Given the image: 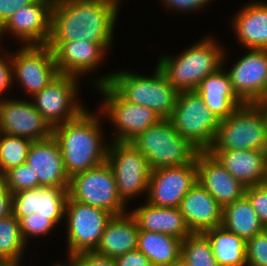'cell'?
<instances>
[{"mask_svg":"<svg viewBox=\"0 0 267 266\" xmlns=\"http://www.w3.org/2000/svg\"><path fill=\"white\" fill-rule=\"evenodd\" d=\"M170 266H189V265L187 263H185L183 260L180 259L178 262L173 263Z\"/></svg>","mask_w":267,"mask_h":266,"instance_id":"45","label":"cell"},{"mask_svg":"<svg viewBox=\"0 0 267 266\" xmlns=\"http://www.w3.org/2000/svg\"><path fill=\"white\" fill-rule=\"evenodd\" d=\"M264 184L267 186V169H266V175H265Z\"/></svg>","mask_w":267,"mask_h":266,"instance_id":"47","label":"cell"},{"mask_svg":"<svg viewBox=\"0 0 267 266\" xmlns=\"http://www.w3.org/2000/svg\"><path fill=\"white\" fill-rule=\"evenodd\" d=\"M195 91L220 121L244 104L235 94L227 70L223 67L206 76Z\"/></svg>","mask_w":267,"mask_h":266,"instance_id":"25","label":"cell"},{"mask_svg":"<svg viewBox=\"0 0 267 266\" xmlns=\"http://www.w3.org/2000/svg\"><path fill=\"white\" fill-rule=\"evenodd\" d=\"M197 181L224 208L245 194L246 186L235 179L208 151H199L196 156Z\"/></svg>","mask_w":267,"mask_h":266,"instance_id":"20","label":"cell"},{"mask_svg":"<svg viewBox=\"0 0 267 266\" xmlns=\"http://www.w3.org/2000/svg\"><path fill=\"white\" fill-rule=\"evenodd\" d=\"M1 50L2 49L0 47V101H3L4 99H8L5 98L3 94L5 95L7 91H10L9 89L13 87V85L16 83L13 82V77H12L11 52L9 54L8 49L7 50L4 49V51L6 52H3Z\"/></svg>","mask_w":267,"mask_h":266,"instance_id":"39","label":"cell"},{"mask_svg":"<svg viewBox=\"0 0 267 266\" xmlns=\"http://www.w3.org/2000/svg\"><path fill=\"white\" fill-rule=\"evenodd\" d=\"M79 78L59 74L40 92L31 97L37 110L52 127L76 119L85 106L77 99Z\"/></svg>","mask_w":267,"mask_h":266,"instance_id":"13","label":"cell"},{"mask_svg":"<svg viewBox=\"0 0 267 266\" xmlns=\"http://www.w3.org/2000/svg\"><path fill=\"white\" fill-rule=\"evenodd\" d=\"M27 245L19 220L13 214L0 219V263L3 266L22 265Z\"/></svg>","mask_w":267,"mask_h":266,"instance_id":"31","label":"cell"},{"mask_svg":"<svg viewBox=\"0 0 267 266\" xmlns=\"http://www.w3.org/2000/svg\"><path fill=\"white\" fill-rule=\"evenodd\" d=\"M12 214V192L5 186L0 174V219Z\"/></svg>","mask_w":267,"mask_h":266,"instance_id":"43","label":"cell"},{"mask_svg":"<svg viewBox=\"0 0 267 266\" xmlns=\"http://www.w3.org/2000/svg\"><path fill=\"white\" fill-rule=\"evenodd\" d=\"M267 151L266 122L255 103H244L221 120L214 141L207 151Z\"/></svg>","mask_w":267,"mask_h":266,"instance_id":"6","label":"cell"},{"mask_svg":"<svg viewBox=\"0 0 267 266\" xmlns=\"http://www.w3.org/2000/svg\"><path fill=\"white\" fill-rule=\"evenodd\" d=\"M106 161L125 205L134 197L148 192L151 168L146 157L131 142L111 141Z\"/></svg>","mask_w":267,"mask_h":266,"instance_id":"9","label":"cell"},{"mask_svg":"<svg viewBox=\"0 0 267 266\" xmlns=\"http://www.w3.org/2000/svg\"><path fill=\"white\" fill-rule=\"evenodd\" d=\"M245 195L251 202L260 222L264 227L267 226V186L264 183L247 186Z\"/></svg>","mask_w":267,"mask_h":266,"instance_id":"37","label":"cell"},{"mask_svg":"<svg viewBox=\"0 0 267 266\" xmlns=\"http://www.w3.org/2000/svg\"><path fill=\"white\" fill-rule=\"evenodd\" d=\"M170 122L178 133L199 151H207L215 138L220 120L196 91H181Z\"/></svg>","mask_w":267,"mask_h":266,"instance_id":"7","label":"cell"},{"mask_svg":"<svg viewBox=\"0 0 267 266\" xmlns=\"http://www.w3.org/2000/svg\"><path fill=\"white\" fill-rule=\"evenodd\" d=\"M11 54L13 81L33 97L60 73L48 45H21Z\"/></svg>","mask_w":267,"mask_h":266,"instance_id":"12","label":"cell"},{"mask_svg":"<svg viewBox=\"0 0 267 266\" xmlns=\"http://www.w3.org/2000/svg\"><path fill=\"white\" fill-rule=\"evenodd\" d=\"M26 163L38 177L39 187H69L70 177L64 166L59 143L53 136L33 141L29 146Z\"/></svg>","mask_w":267,"mask_h":266,"instance_id":"21","label":"cell"},{"mask_svg":"<svg viewBox=\"0 0 267 266\" xmlns=\"http://www.w3.org/2000/svg\"><path fill=\"white\" fill-rule=\"evenodd\" d=\"M47 45L54 53L59 73L77 78L95 71L107 55V50L100 43L88 42L85 39L48 42Z\"/></svg>","mask_w":267,"mask_h":266,"instance_id":"18","label":"cell"},{"mask_svg":"<svg viewBox=\"0 0 267 266\" xmlns=\"http://www.w3.org/2000/svg\"><path fill=\"white\" fill-rule=\"evenodd\" d=\"M130 213L135 217L139 230L172 235L182 241L192 233L179 207H157L145 201Z\"/></svg>","mask_w":267,"mask_h":266,"instance_id":"27","label":"cell"},{"mask_svg":"<svg viewBox=\"0 0 267 266\" xmlns=\"http://www.w3.org/2000/svg\"><path fill=\"white\" fill-rule=\"evenodd\" d=\"M205 37L175 57L162 55L157 60V66L179 92L195 91L206 76L224 66L226 50L223 45L214 37Z\"/></svg>","mask_w":267,"mask_h":266,"instance_id":"4","label":"cell"},{"mask_svg":"<svg viewBox=\"0 0 267 266\" xmlns=\"http://www.w3.org/2000/svg\"><path fill=\"white\" fill-rule=\"evenodd\" d=\"M179 209L192 233L222 226L223 208L198 181L182 199Z\"/></svg>","mask_w":267,"mask_h":266,"instance_id":"22","label":"cell"},{"mask_svg":"<svg viewBox=\"0 0 267 266\" xmlns=\"http://www.w3.org/2000/svg\"><path fill=\"white\" fill-rule=\"evenodd\" d=\"M117 266H153L148 257L138 249L115 258Z\"/></svg>","mask_w":267,"mask_h":266,"instance_id":"41","label":"cell"},{"mask_svg":"<svg viewBox=\"0 0 267 266\" xmlns=\"http://www.w3.org/2000/svg\"><path fill=\"white\" fill-rule=\"evenodd\" d=\"M180 259L189 266H220L204 233H191L181 242Z\"/></svg>","mask_w":267,"mask_h":266,"instance_id":"32","label":"cell"},{"mask_svg":"<svg viewBox=\"0 0 267 266\" xmlns=\"http://www.w3.org/2000/svg\"><path fill=\"white\" fill-rule=\"evenodd\" d=\"M113 214L67 197L64 219L67 236V259L77 253L95 251L107 222Z\"/></svg>","mask_w":267,"mask_h":266,"instance_id":"11","label":"cell"},{"mask_svg":"<svg viewBox=\"0 0 267 266\" xmlns=\"http://www.w3.org/2000/svg\"><path fill=\"white\" fill-rule=\"evenodd\" d=\"M247 266H267V230L246 241Z\"/></svg>","mask_w":267,"mask_h":266,"instance_id":"36","label":"cell"},{"mask_svg":"<svg viewBox=\"0 0 267 266\" xmlns=\"http://www.w3.org/2000/svg\"><path fill=\"white\" fill-rule=\"evenodd\" d=\"M222 226L245 241L265 229L245 194L223 208Z\"/></svg>","mask_w":267,"mask_h":266,"instance_id":"29","label":"cell"},{"mask_svg":"<svg viewBox=\"0 0 267 266\" xmlns=\"http://www.w3.org/2000/svg\"><path fill=\"white\" fill-rule=\"evenodd\" d=\"M68 187H37L12 194V214L20 220L32 213L48 216L57 226L65 215Z\"/></svg>","mask_w":267,"mask_h":266,"instance_id":"19","label":"cell"},{"mask_svg":"<svg viewBox=\"0 0 267 266\" xmlns=\"http://www.w3.org/2000/svg\"><path fill=\"white\" fill-rule=\"evenodd\" d=\"M138 233V223L129 211L122 215H113L107 222L100 243L94 252L115 259L137 249Z\"/></svg>","mask_w":267,"mask_h":266,"instance_id":"26","label":"cell"},{"mask_svg":"<svg viewBox=\"0 0 267 266\" xmlns=\"http://www.w3.org/2000/svg\"><path fill=\"white\" fill-rule=\"evenodd\" d=\"M87 110L76 119L53 127V137L59 143L69 177L96 167L107 159L109 143L104 141L101 113Z\"/></svg>","mask_w":267,"mask_h":266,"instance_id":"2","label":"cell"},{"mask_svg":"<svg viewBox=\"0 0 267 266\" xmlns=\"http://www.w3.org/2000/svg\"><path fill=\"white\" fill-rule=\"evenodd\" d=\"M148 160L151 170L192 163L199 152L174 128L160 119L130 141Z\"/></svg>","mask_w":267,"mask_h":266,"instance_id":"5","label":"cell"},{"mask_svg":"<svg viewBox=\"0 0 267 266\" xmlns=\"http://www.w3.org/2000/svg\"><path fill=\"white\" fill-rule=\"evenodd\" d=\"M169 10L174 12H195L199 11V8L207 6L214 0H159ZM195 10V11H194Z\"/></svg>","mask_w":267,"mask_h":266,"instance_id":"40","label":"cell"},{"mask_svg":"<svg viewBox=\"0 0 267 266\" xmlns=\"http://www.w3.org/2000/svg\"><path fill=\"white\" fill-rule=\"evenodd\" d=\"M97 90L104 98L98 107L102 120L107 117L114 127L112 141L130 142L161 119L150 108L123 99L108 83L97 86Z\"/></svg>","mask_w":267,"mask_h":266,"instance_id":"10","label":"cell"},{"mask_svg":"<svg viewBox=\"0 0 267 266\" xmlns=\"http://www.w3.org/2000/svg\"><path fill=\"white\" fill-rule=\"evenodd\" d=\"M35 1L37 0H0V28L14 14V12Z\"/></svg>","mask_w":267,"mask_h":266,"instance_id":"42","label":"cell"},{"mask_svg":"<svg viewBox=\"0 0 267 266\" xmlns=\"http://www.w3.org/2000/svg\"><path fill=\"white\" fill-rule=\"evenodd\" d=\"M112 1L116 2V3L119 4V5L121 4V3H120V2H121L120 0H112Z\"/></svg>","mask_w":267,"mask_h":266,"instance_id":"48","label":"cell"},{"mask_svg":"<svg viewBox=\"0 0 267 266\" xmlns=\"http://www.w3.org/2000/svg\"><path fill=\"white\" fill-rule=\"evenodd\" d=\"M22 237L28 244L32 238L48 235L57 225L48 216L36 215L32 213L19 220ZM31 238V239H30Z\"/></svg>","mask_w":267,"mask_h":266,"instance_id":"35","label":"cell"},{"mask_svg":"<svg viewBox=\"0 0 267 266\" xmlns=\"http://www.w3.org/2000/svg\"><path fill=\"white\" fill-rule=\"evenodd\" d=\"M220 266H247L246 241L223 226L204 232Z\"/></svg>","mask_w":267,"mask_h":266,"instance_id":"30","label":"cell"},{"mask_svg":"<svg viewBox=\"0 0 267 266\" xmlns=\"http://www.w3.org/2000/svg\"><path fill=\"white\" fill-rule=\"evenodd\" d=\"M243 185L263 184L267 169V151L230 150L208 151Z\"/></svg>","mask_w":267,"mask_h":266,"instance_id":"24","label":"cell"},{"mask_svg":"<svg viewBox=\"0 0 267 266\" xmlns=\"http://www.w3.org/2000/svg\"><path fill=\"white\" fill-rule=\"evenodd\" d=\"M68 196L113 215L129 211L119 197L115 177L107 161L70 177Z\"/></svg>","mask_w":267,"mask_h":266,"instance_id":"8","label":"cell"},{"mask_svg":"<svg viewBox=\"0 0 267 266\" xmlns=\"http://www.w3.org/2000/svg\"><path fill=\"white\" fill-rule=\"evenodd\" d=\"M0 101V132L31 141L53 136V127L37 110L31 98Z\"/></svg>","mask_w":267,"mask_h":266,"instance_id":"16","label":"cell"},{"mask_svg":"<svg viewBox=\"0 0 267 266\" xmlns=\"http://www.w3.org/2000/svg\"><path fill=\"white\" fill-rule=\"evenodd\" d=\"M227 71L235 94L243 103L267 98V49H248Z\"/></svg>","mask_w":267,"mask_h":266,"instance_id":"17","label":"cell"},{"mask_svg":"<svg viewBox=\"0 0 267 266\" xmlns=\"http://www.w3.org/2000/svg\"><path fill=\"white\" fill-rule=\"evenodd\" d=\"M262 111L265 122H266V131H267V98L255 103Z\"/></svg>","mask_w":267,"mask_h":266,"instance_id":"44","label":"cell"},{"mask_svg":"<svg viewBox=\"0 0 267 266\" xmlns=\"http://www.w3.org/2000/svg\"><path fill=\"white\" fill-rule=\"evenodd\" d=\"M52 266H73L68 260L65 262V265L63 263H59L57 262L56 264L54 263V265Z\"/></svg>","mask_w":267,"mask_h":266,"instance_id":"46","label":"cell"},{"mask_svg":"<svg viewBox=\"0 0 267 266\" xmlns=\"http://www.w3.org/2000/svg\"><path fill=\"white\" fill-rule=\"evenodd\" d=\"M93 81L96 87L108 83L123 99L150 108L161 119L170 118L180 93L157 65L150 76L125 69L102 75Z\"/></svg>","mask_w":267,"mask_h":266,"instance_id":"3","label":"cell"},{"mask_svg":"<svg viewBox=\"0 0 267 266\" xmlns=\"http://www.w3.org/2000/svg\"><path fill=\"white\" fill-rule=\"evenodd\" d=\"M238 43L247 49H267V3H246L231 21Z\"/></svg>","mask_w":267,"mask_h":266,"instance_id":"23","label":"cell"},{"mask_svg":"<svg viewBox=\"0 0 267 266\" xmlns=\"http://www.w3.org/2000/svg\"><path fill=\"white\" fill-rule=\"evenodd\" d=\"M53 4V0H37L18 9L0 28V43L4 33H11L23 45H47Z\"/></svg>","mask_w":267,"mask_h":266,"instance_id":"15","label":"cell"},{"mask_svg":"<svg viewBox=\"0 0 267 266\" xmlns=\"http://www.w3.org/2000/svg\"><path fill=\"white\" fill-rule=\"evenodd\" d=\"M33 141L9 135L0 134V174L3 175L7 170L25 164L29 146Z\"/></svg>","mask_w":267,"mask_h":266,"instance_id":"33","label":"cell"},{"mask_svg":"<svg viewBox=\"0 0 267 266\" xmlns=\"http://www.w3.org/2000/svg\"><path fill=\"white\" fill-rule=\"evenodd\" d=\"M196 182V159L183 166L151 170L146 201L157 207L177 208Z\"/></svg>","mask_w":267,"mask_h":266,"instance_id":"14","label":"cell"},{"mask_svg":"<svg viewBox=\"0 0 267 266\" xmlns=\"http://www.w3.org/2000/svg\"><path fill=\"white\" fill-rule=\"evenodd\" d=\"M73 266H117L114 258L92 252H81L68 259Z\"/></svg>","mask_w":267,"mask_h":266,"instance_id":"38","label":"cell"},{"mask_svg":"<svg viewBox=\"0 0 267 266\" xmlns=\"http://www.w3.org/2000/svg\"><path fill=\"white\" fill-rule=\"evenodd\" d=\"M119 7L112 0L54 1L48 42L85 39L100 43L108 51L113 45Z\"/></svg>","mask_w":267,"mask_h":266,"instance_id":"1","label":"cell"},{"mask_svg":"<svg viewBox=\"0 0 267 266\" xmlns=\"http://www.w3.org/2000/svg\"><path fill=\"white\" fill-rule=\"evenodd\" d=\"M182 240L163 233L139 230L137 249L153 266H170L180 260Z\"/></svg>","mask_w":267,"mask_h":266,"instance_id":"28","label":"cell"},{"mask_svg":"<svg viewBox=\"0 0 267 266\" xmlns=\"http://www.w3.org/2000/svg\"><path fill=\"white\" fill-rule=\"evenodd\" d=\"M5 186L13 193L39 187L38 177L35 176L27 163L13 167L4 174Z\"/></svg>","mask_w":267,"mask_h":266,"instance_id":"34","label":"cell"}]
</instances>
